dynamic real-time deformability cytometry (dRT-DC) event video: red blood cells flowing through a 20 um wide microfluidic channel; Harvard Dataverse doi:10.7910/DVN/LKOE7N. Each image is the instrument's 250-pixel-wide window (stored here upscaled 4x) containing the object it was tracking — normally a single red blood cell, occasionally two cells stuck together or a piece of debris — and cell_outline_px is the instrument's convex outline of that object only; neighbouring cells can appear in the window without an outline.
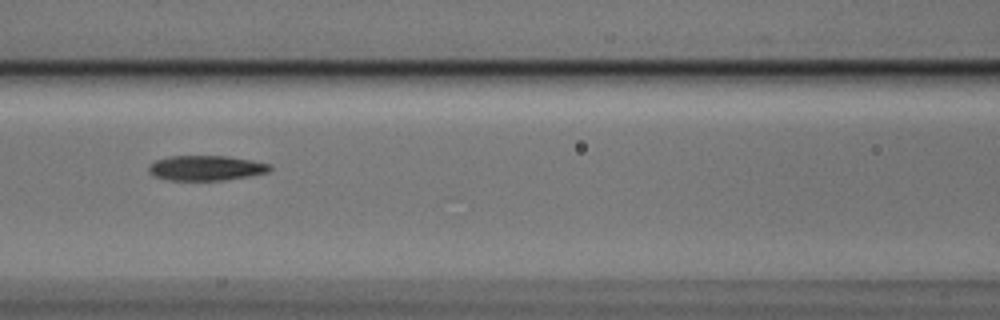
{"species": "Egyptian fruit bat (a non-hibernating species)", "species_latin": "Rousettus aegyptiacus", "temperature_condition": "cold", "stored_images_in_passage": 9, "segment_of_instrument_passage": [2, 2], "camera_frame_rate_fps": 3000, "um_per_image_px": 0.085, "animal": {"sex": "male"}, "frame": {"image": 1, "passage_image": 7, "time_ms": 2.0, "image_size_px": [1000, 320], "cell_outline_px": [[272, 168], [268, 172], [248, 176], [224, 180], [168, 180], [152, 176], [148, 172], [148, 164], [156, 160], [168, 156], [228, 156], [252, 160], [272, 164]], "centroid_in_image_um": [17.49, 14.27], "position_along_channel_um": 149.1, "area_um2": 17.86}}
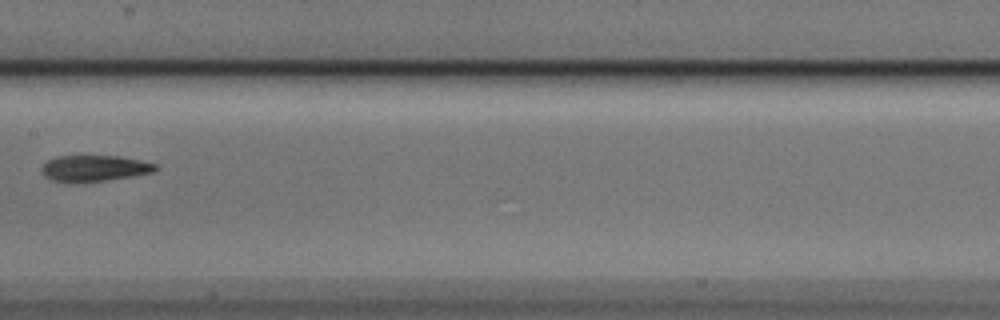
{"frame": {"image": 2, "passage_image": 8, "time_ms": 2.333, "image_size_px": [1000, 320], "cell_outline_px": [[160, 168], [156, 172], [132, 176], [104, 180], [72, 184], [52, 180], [44, 176], [40, 168], [48, 160], [56, 156], [120, 156], [140, 160], [156, 164]], "centroid_in_image_um": [8.02, 14.32], "position_along_channel_um": 199.4, "area_um2": 17.63}}
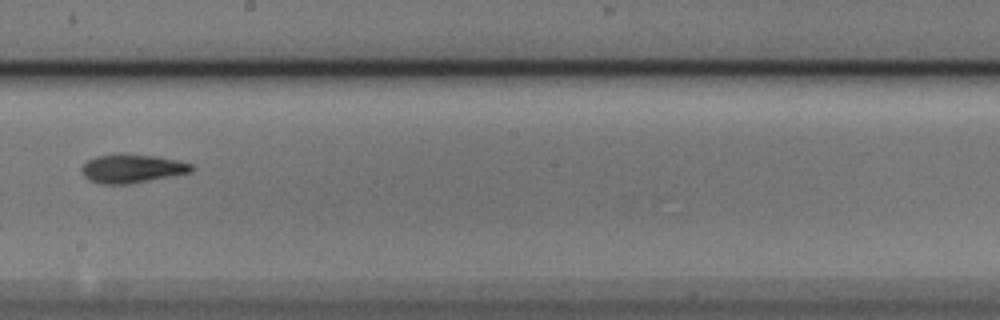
{"frame": {"image": 3, "passage_image": 9, "time_ms": 2.667, "image_size_px": [1000, 320], "cell_outline_px": [[192, 172], [128, 184], [100, 184], [88, 180], [84, 176], [80, 168], [88, 160], [96, 156], [120, 152], [152, 156], [176, 160], [192, 164]], "centroid_in_image_um": [11.16, 14.32], "position_along_channel_um": 237.0, "area_um2": 18.38}}